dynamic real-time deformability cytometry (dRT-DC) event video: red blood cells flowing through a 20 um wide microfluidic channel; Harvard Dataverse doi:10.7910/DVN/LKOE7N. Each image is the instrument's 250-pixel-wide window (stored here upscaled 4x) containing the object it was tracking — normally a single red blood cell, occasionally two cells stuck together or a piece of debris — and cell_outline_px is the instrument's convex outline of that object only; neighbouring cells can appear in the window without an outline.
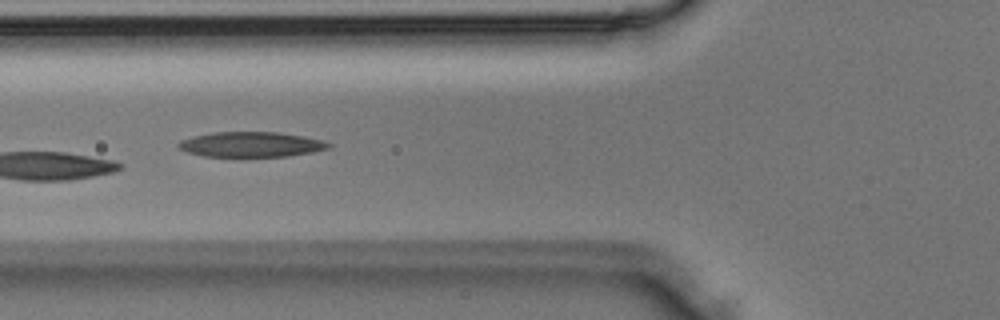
{"species": "Egyptian fruit bat (a non-hibernating species)", "species_latin": "Rousettus aegyptiacus", "temperature_condition": "room temperature", "stored_images_in_passage": 4, "camera_frame_rate_fps": 3000, "um_per_image_px": 0.085, "animal": {"sex": "male"}, "frame": {"image": 1, "passage_image": 4, "time_ms": 1.0, "image_size_px": [1000, 320], "cell_outline_px": [[332, 144], [328, 148], [312, 152], [288, 156], [204, 156], [188, 152], [176, 148], [176, 144], [180, 140], [196, 136], [216, 132], [276, 132], [304, 136], [320, 140]], "centroid_in_image_um": [21.31, 12.27], "position_along_channel_um": 104.5, "area_um2": 21.73}}